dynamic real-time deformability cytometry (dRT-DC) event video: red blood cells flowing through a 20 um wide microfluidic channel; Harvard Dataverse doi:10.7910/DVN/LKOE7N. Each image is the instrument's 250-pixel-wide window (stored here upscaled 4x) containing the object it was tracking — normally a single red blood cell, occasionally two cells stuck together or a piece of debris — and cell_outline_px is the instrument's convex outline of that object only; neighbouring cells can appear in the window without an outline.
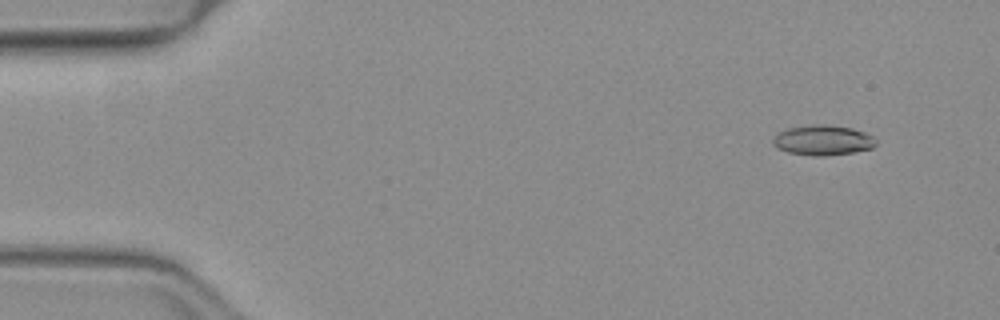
{"species": "common noctule bat (a hibernating species)", "species_latin": "Nyctalus noctula", "temperature_condition": "warm", "stored_images_in_passage": 52, "camera_frame_rate_fps": 3000, "um_per_image_px": 0.085, "animal": {"sex": "female", "body_mass_g": 19.3, "forearm_length_mm": 54.1}, "frame": {"image": 1, "passage_image": 5, "time_ms": 1.333, "image_size_px": [1000, 320], "cell_outline_px": [[876, 144], [872, 148], [852, 152], [824, 156], [812, 156], [788, 152], [776, 148], [772, 144], [772, 136], [788, 128], [812, 124], [828, 124], [852, 128], [864, 132], [872, 136], [876, 140]], "centroid_in_image_um": [69.91, 11.91], "position_along_channel_um": 15.1, "area_um2": 18.21}}
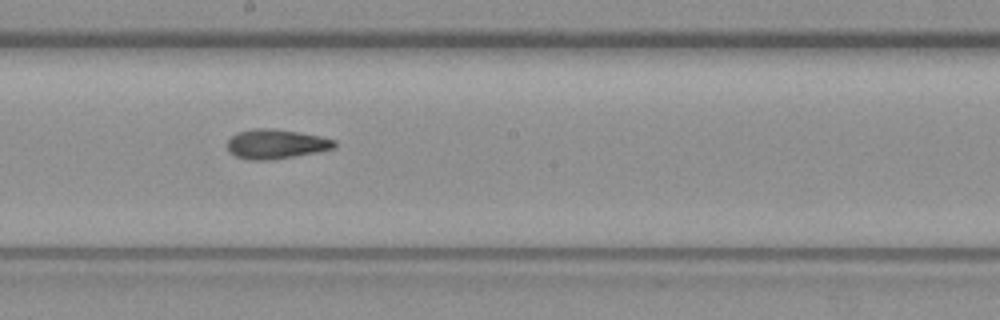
{"frame": {"image": 2, "passage_image": 29, "time_ms": 9.333, "image_size_px": [1000, 320], "cell_outline_px": [[336, 148], [316, 152], [272, 160], [248, 160], [236, 156], [228, 152], [228, 140], [236, 132], [252, 128], [272, 128], [320, 136], [336, 140]], "centroid_in_image_um": [23.44, 12.24], "position_along_channel_um": 224.8, "area_um2": 18.5}}
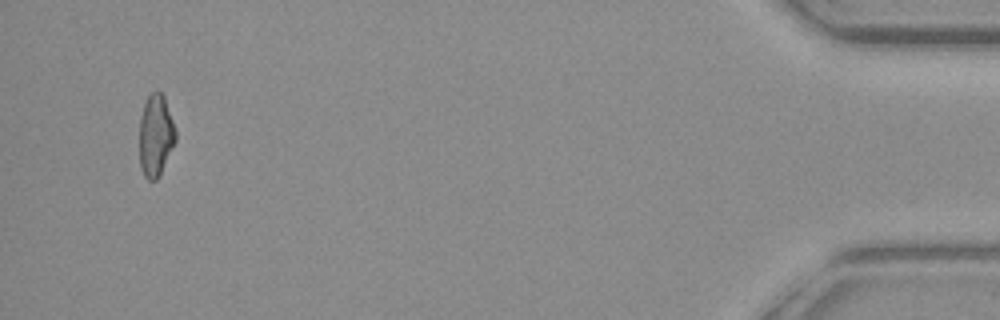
{"frame": {"image": 3, "passage_image": 50, "time_ms": 16.333, "image_size_px": [1000, 320], "cell_outline_px": [[176, 140], [160, 176], [156, 180], [148, 180], [144, 176], [140, 168], [140, 116], [144, 104], [148, 96], [156, 88], [164, 96], [176, 132]], "centroid_in_image_um": [13.23, 11.53], "position_along_channel_um": 422.0, "area_um2": 17.34}, "authors_computed_cell_mechanics": {"area_um2": 18.0336, "velocity_mm_per_s": 4.0336, "shape_relaxation_time_tau1_ms": null, "shape_relaxation_time_tau2_ms": 3.0445, "deformation_change_tau1": null, "deformation_change_tau2": 0.1135}}